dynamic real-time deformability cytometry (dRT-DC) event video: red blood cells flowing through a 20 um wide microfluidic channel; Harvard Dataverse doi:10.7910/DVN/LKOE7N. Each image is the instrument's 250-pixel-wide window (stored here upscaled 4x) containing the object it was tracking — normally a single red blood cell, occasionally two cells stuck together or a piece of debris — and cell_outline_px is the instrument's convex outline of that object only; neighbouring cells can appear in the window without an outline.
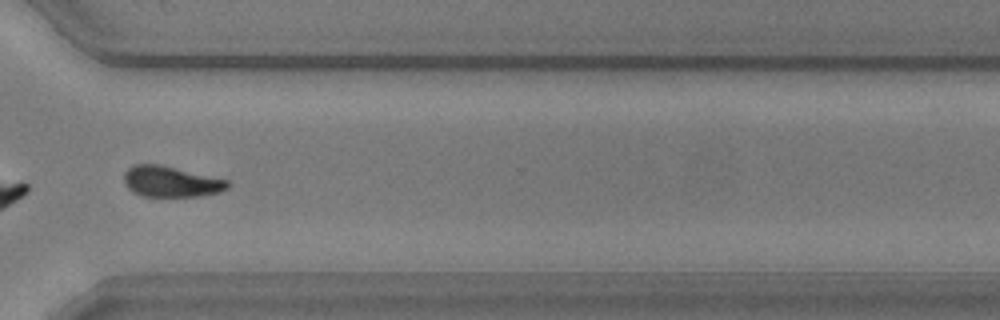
{"species": "common noctule bat (a hibernating species)", "species_latin": "Nyctalus noctula", "temperature_condition": "warm", "stored_images_in_passage": 55, "camera_frame_rate_fps": 3000, "um_per_image_px": 0.085, "animal": {"sex": "male", "body_mass_g": 20.5, "forearm_length_mm": 52.5}, "frame": {"image": 1, "passage_image": 40, "time_ms": 13.0, "image_size_px": [1000, 320], "cell_outline_px": [[228, 188], [220, 192], [200, 196], [144, 196], [132, 192], [124, 184], [124, 172], [128, 168], [136, 164], [160, 164], [228, 180]], "centroid_in_image_um": [14.5, 15.43], "position_along_channel_um": 356.1, "area_um2": 18.55}}
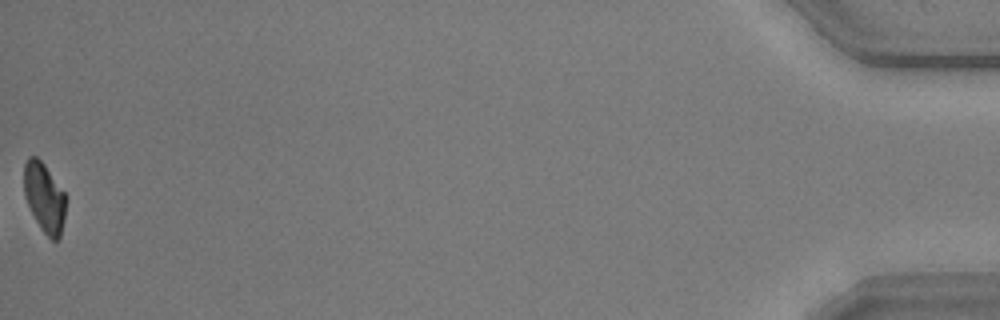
{"frame": {"image": 2, "passage_image": 55, "time_ms": 18.0, "image_size_px": [1000, 320], "cell_outline_px": [[64, 220], [60, 236], [56, 240], [52, 240], [40, 228], [24, 196], [24, 164], [28, 156], [36, 156], [44, 164], [64, 192]], "centroid_in_image_um": [3.74, 16.77], "position_along_channel_um": 431.5, "area_um2": 16.59}, "authors_computed_cell_mechanics": {"area_um2": 20.2878, "velocity_mm_per_s": 3.6059, "shape_relaxation_time_tau1_ms": 4.6305, "shape_relaxation_time_tau2_ms": null, "deformation_change_tau1": 0.1274, "deformation_change_tau2": null}}